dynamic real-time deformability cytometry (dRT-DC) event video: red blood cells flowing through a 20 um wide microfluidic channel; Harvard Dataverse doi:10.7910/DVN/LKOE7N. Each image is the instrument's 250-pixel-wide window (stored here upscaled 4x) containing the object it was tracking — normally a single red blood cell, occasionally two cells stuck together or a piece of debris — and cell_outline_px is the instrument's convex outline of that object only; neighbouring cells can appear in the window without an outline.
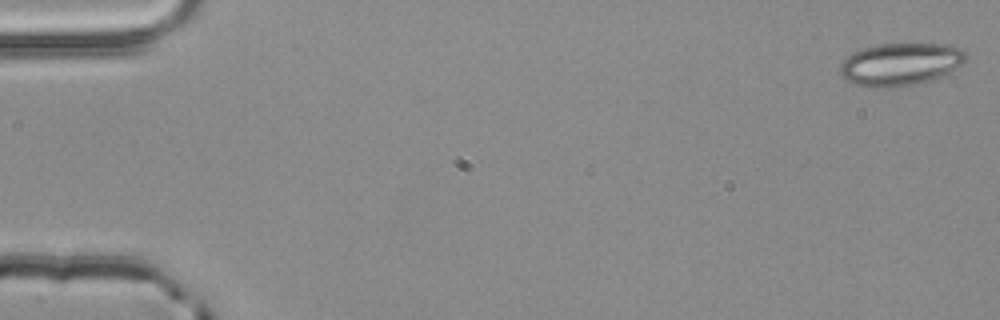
{"species": "common noctule bat (a hibernating species)", "species_latin": "Nyctalus noctula", "temperature_condition": "room temperature", "stored_images_in_passage": 13, "camera_frame_rate_fps": 3000, "um_per_image_px": 0.085, "animal": {"sex": "male", "body_mass_g": 20.4}, "frame": {"image": 1, "passage_image": 1, "time_ms": 0.0, "image_size_px": [1000, 320], "cell_outline_px": [[968, 60], [964, 64], [944, 76], [916, 84], [888, 88], [872, 88], [856, 84], [844, 80], [840, 76], [840, 64], [852, 52], [876, 44], [948, 44], [960, 48], [968, 56]], "centroid_in_image_um": [76.56, 5.47], "position_along_channel_um": 8.4, "area_um2": 31.73}}
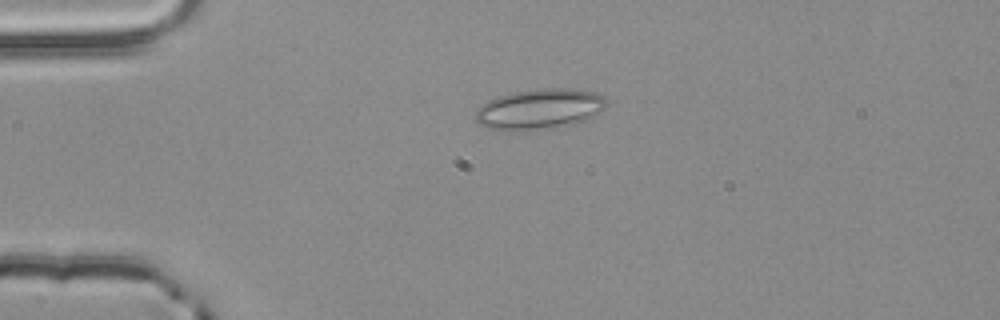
{"frame": {"image": 2, "passage_image": 13, "time_ms": 4.0, "image_size_px": [1000, 320], "cell_outline_px": [[604, 108], [600, 112], [584, 120], [572, 124], [516, 132], [508, 132], [488, 128], [480, 124], [476, 120], [476, 108], [488, 100], [496, 96], [512, 92], [540, 88], [572, 88], [592, 92], [604, 96]], "centroid_in_image_um": [45.78, 9.27], "position_along_channel_um": 39.2, "area_um2": 30.92}}